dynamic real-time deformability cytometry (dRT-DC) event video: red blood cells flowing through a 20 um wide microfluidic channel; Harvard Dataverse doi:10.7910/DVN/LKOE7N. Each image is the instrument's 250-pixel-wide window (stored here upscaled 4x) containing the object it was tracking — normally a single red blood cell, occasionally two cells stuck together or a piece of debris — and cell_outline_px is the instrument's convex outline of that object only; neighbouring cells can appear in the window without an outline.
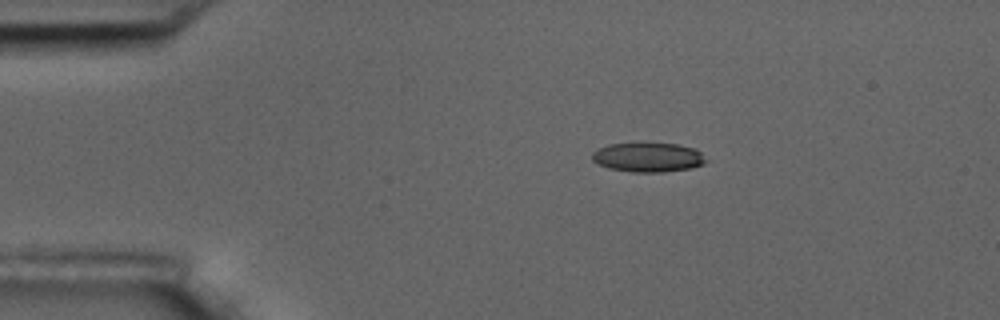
{"species": "common noctule bat (a hibernating species)", "species_latin": "Nyctalus noctula", "temperature_condition": "room temperature", "stored_images_in_passage": 2, "camera_frame_rate_fps": 3000, "um_per_image_px": 0.085, "animal": {"sex": "male", "body_mass_g": 17.5, "forearm_length_mm": 52.3}, "frame": {"image": 1, "passage_image": 1, "time_ms": 0.0, "image_size_px": [1000, 320], "cell_outline_px": [[708, 160], [704, 164], [692, 168], [664, 172], [632, 172], [608, 168], [592, 160], [592, 152], [596, 148], [608, 144], [676, 144], [692, 148], [700, 152]], "centroid_in_image_um": [55.08, 13.38], "position_along_channel_um": 29.9, "area_um2": 19.36}}